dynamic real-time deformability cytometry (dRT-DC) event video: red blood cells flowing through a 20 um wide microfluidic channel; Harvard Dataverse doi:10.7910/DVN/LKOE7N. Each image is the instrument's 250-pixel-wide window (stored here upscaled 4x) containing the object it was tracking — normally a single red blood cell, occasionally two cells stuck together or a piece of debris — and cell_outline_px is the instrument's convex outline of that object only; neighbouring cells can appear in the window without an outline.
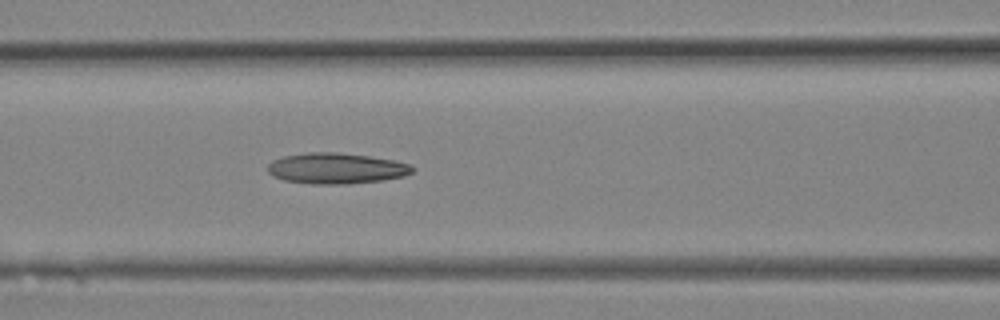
{"species": "Egyptian fruit bat (a non-hibernating species)", "species_latin": "Rousettus aegyptiacus", "temperature_condition": "room temperature", "stored_images_in_passage": 12, "camera_frame_rate_fps": 3000, "um_per_image_px": 0.085, "animal": {"sex": "female"}, "frame": {"image": 1, "passage_image": 12, "time_ms": 3.667, "image_size_px": [1000, 320], "cell_outline_px": [[416, 168], [412, 172], [404, 176], [384, 180], [348, 184], [312, 184], [284, 180], [272, 176], [268, 172], [268, 164], [272, 160], [284, 156], [308, 152], [336, 152], [368, 156], [396, 160], [412, 164]], "centroid_in_image_um": [28.61, 14.31], "position_along_channel_um": 138.0, "area_um2": 26.24}}